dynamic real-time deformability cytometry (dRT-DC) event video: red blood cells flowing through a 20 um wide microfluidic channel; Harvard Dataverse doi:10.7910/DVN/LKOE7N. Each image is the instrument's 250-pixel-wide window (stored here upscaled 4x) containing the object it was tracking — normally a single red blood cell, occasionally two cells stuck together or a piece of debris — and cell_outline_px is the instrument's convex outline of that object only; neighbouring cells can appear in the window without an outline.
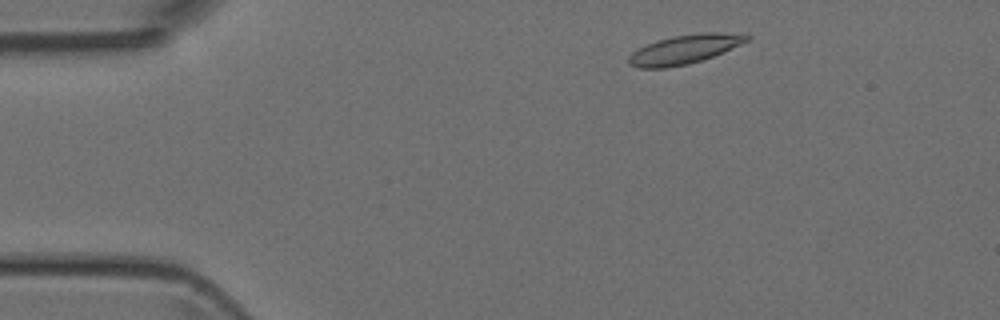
{"species": "Egyptian fruit bat (a non-hibernating species)", "species_latin": "Rousettus aegyptiacus", "temperature_condition": "room temperature", "stored_images_in_passage": 5, "camera_frame_rate_fps": 3000, "um_per_image_px": 0.085, "animal": {"sex": "female"}, "frame": {"image": 1, "passage_image": 1, "time_ms": 0.0, "image_size_px": [1000, 320], "cell_outline_px": [[752, 36], [748, 40], [740, 44], [712, 56], [688, 64], [668, 68], [636, 68], [628, 64], [628, 56], [632, 52], [656, 40], [676, 36], [700, 32], [716, 32]], "centroid_in_image_um": [58.11, 4.21], "position_along_channel_um": 26.9, "area_um2": 19.65}}
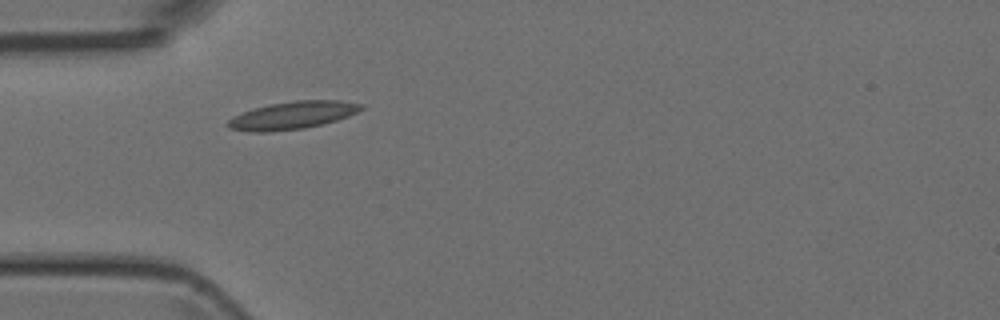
{"frame": {"image": 2, "passage_image": 3, "time_ms": 2.333, "image_size_px": [1000, 320], "cell_outline_px": [[364, 108], [348, 116], [336, 120], [304, 128], [272, 132], [252, 132], [228, 128], [228, 120], [232, 116], [268, 104], [296, 100], [340, 100], [364, 104]], "centroid_in_image_um": [24.87, 9.8], "position_along_channel_um": 60.1, "area_um2": 21.39}}
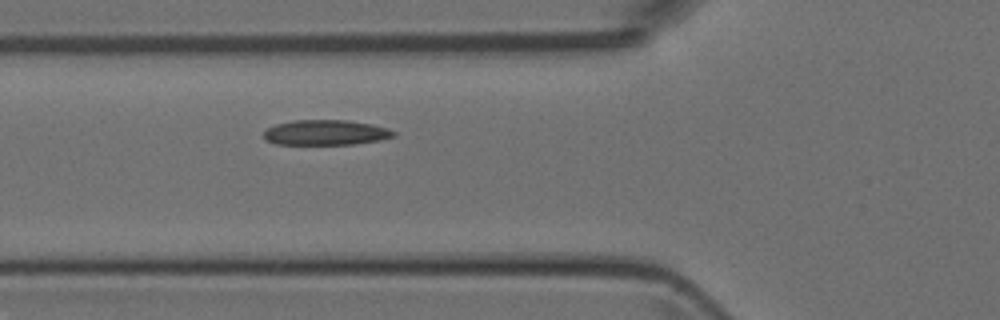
{"frame": {"image": 3, "passage_image": 4, "time_ms": 3.333, "image_size_px": [1000, 320], "cell_outline_px": [[396, 136], [380, 140], [352, 144], [276, 144], [268, 140], [264, 136], [264, 132], [268, 128], [276, 124], [292, 120], [348, 120], [372, 124], [388, 128], [396, 132]], "centroid_in_image_um": [27.73, 11.26], "position_along_channel_um": 98.1, "area_um2": 19.02}}